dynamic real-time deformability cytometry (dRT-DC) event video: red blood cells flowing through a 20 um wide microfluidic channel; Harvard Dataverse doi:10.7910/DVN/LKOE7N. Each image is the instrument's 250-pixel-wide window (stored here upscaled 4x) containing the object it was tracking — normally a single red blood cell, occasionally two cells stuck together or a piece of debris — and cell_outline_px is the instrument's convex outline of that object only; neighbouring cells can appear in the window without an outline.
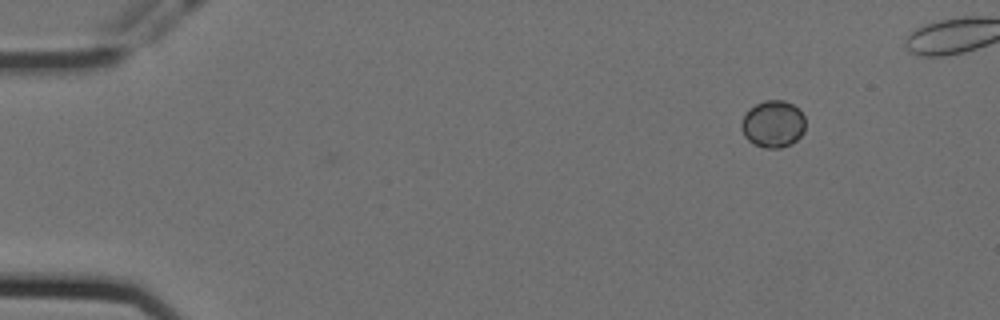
{"species": "Egyptian fruit bat (a non-hibernating species)", "species_latin": "Rousettus aegyptiacus", "temperature_condition": "cold", "stored_images_in_passage": 47, "camera_frame_rate_fps": 3000, "um_per_image_px": 0.085, "animal": {"sex": "female"}, "frame": {"image": 1, "passage_image": 1, "time_ms": 0.0, "image_size_px": [1000, 320], "cell_outline_px": [[804, 132], [792, 144], [780, 148], [764, 148], [752, 144], [744, 136], [740, 128], [740, 124], [748, 108], [764, 100], [784, 100], [792, 104], [804, 116]], "centroid_in_image_um": [65.67, 10.55], "position_along_channel_um": 19.3, "area_um2": 17.69}}
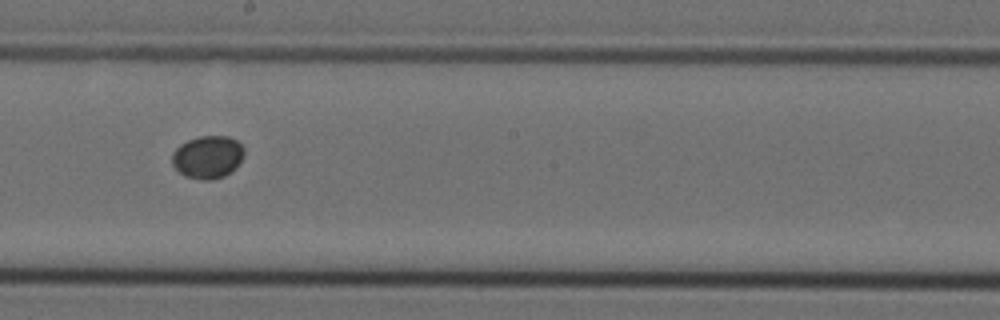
{"frame": {"image": 2, "passage_image": 27, "time_ms": 8.667, "image_size_px": [1000, 320], "cell_outline_px": [[244, 156], [224, 176], [212, 180], [200, 180], [184, 176], [172, 164], [172, 152], [180, 144], [188, 140], [200, 136], [228, 136], [236, 140], [244, 148]], "centroid_in_image_um": [17.62, 13.34], "position_along_channel_um": 230.6, "area_um2": 17.8}}
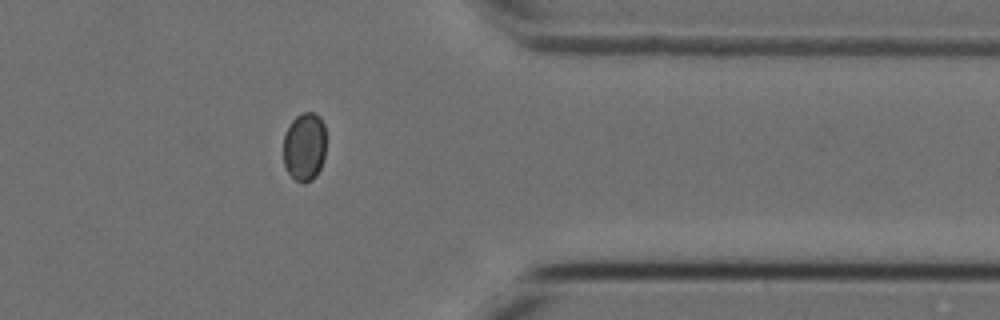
{"frame": {"image": 3, "passage_image": 41, "time_ms": 13.333, "image_size_px": [1000, 320], "cell_outline_px": [[324, 160], [316, 176], [312, 180], [304, 184], [296, 180], [288, 172], [284, 164], [284, 136], [292, 120], [296, 116], [304, 112], [316, 112], [320, 116], [324, 124]], "centroid_in_image_um": [25.89, 12.47], "position_along_channel_um": 385.5, "area_um2": 17.05}}